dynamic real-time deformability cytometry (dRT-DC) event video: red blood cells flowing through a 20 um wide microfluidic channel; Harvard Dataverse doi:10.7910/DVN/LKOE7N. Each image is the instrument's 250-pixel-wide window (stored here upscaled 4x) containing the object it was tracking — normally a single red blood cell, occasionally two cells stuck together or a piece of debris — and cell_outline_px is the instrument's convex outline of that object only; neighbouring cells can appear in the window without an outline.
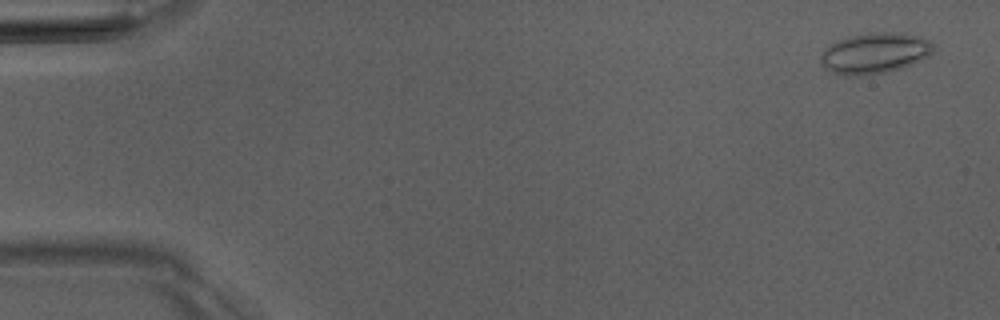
{"species": "Egyptian fruit bat (a non-hibernating species)", "species_latin": "Rousettus aegyptiacus", "temperature_condition": "room temperature", "stored_images_in_passage": 6, "camera_frame_rate_fps": 3000, "um_per_image_px": 0.085, "animal": {"sex": "male"}, "frame": {"image": 1, "passage_image": 1, "time_ms": 0.0, "image_size_px": [1000, 320], "cell_outline_px": [[936, 48], [928, 56], [904, 68], [888, 72], [860, 76], [844, 76], [832, 72], [824, 68], [820, 64], [820, 56], [824, 48], [840, 40], [852, 36], [868, 32], [900, 32], [916, 36], [928, 40]], "centroid_in_image_um": [74.34, 4.54], "position_along_channel_um": 10.7, "area_um2": 26.99}}